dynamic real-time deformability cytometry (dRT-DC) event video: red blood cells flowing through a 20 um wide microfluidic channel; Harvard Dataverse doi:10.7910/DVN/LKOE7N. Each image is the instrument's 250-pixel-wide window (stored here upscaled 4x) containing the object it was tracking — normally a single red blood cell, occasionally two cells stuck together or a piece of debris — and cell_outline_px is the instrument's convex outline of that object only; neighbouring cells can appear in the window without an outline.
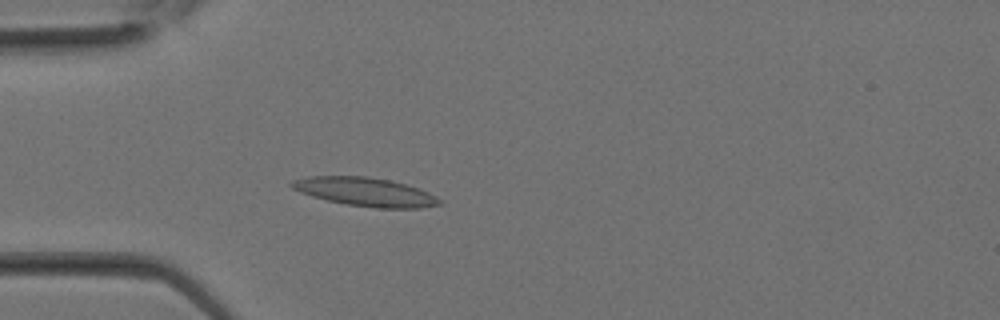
{"species": "Egyptian fruit bat (a non-hibernating species)", "species_latin": "Rousettus aegyptiacus", "temperature_condition": "room temperature", "stored_images_in_passage": 20, "camera_frame_rate_fps": 3000, "um_per_image_px": 0.085, "animal": {"sex": "female"}, "frame": {"image": 1, "passage_image": 8, "time_ms": 2.333, "image_size_px": [1000, 320], "cell_outline_px": [[444, 204], [420, 208], [376, 208], [348, 204], [328, 200], [312, 196], [300, 192], [292, 188], [288, 184], [292, 180], [308, 176], [368, 176], [388, 180], [420, 188], [436, 196]], "centroid_in_image_um": [31.05, 16.3], "position_along_channel_um": 53.9, "area_um2": 24.62}}
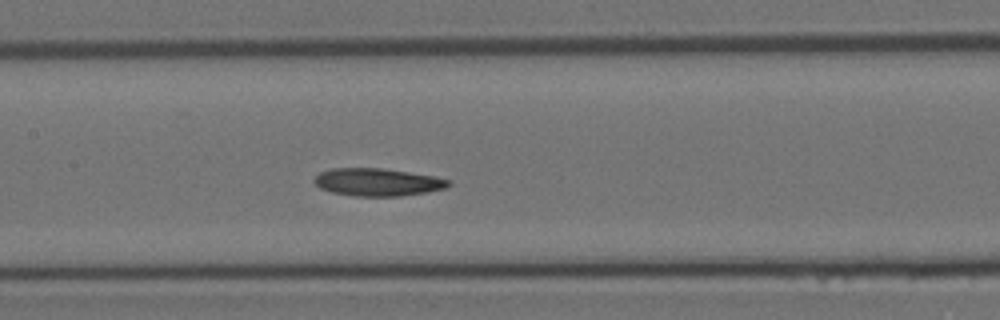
{"frame": {"image": 2, "passage_image": 14, "time_ms": 4.333, "image_size_px": [1000, 320], "cell_outline_px": [[452, 184], [448, 188], [428, 192], [400, 196], [352, 196], [332, 192], [320, 188], [312, 180], [320, 172], [332, 168], [384, 168], [436, 176], [452, 180]], "centroid_in_image_um": [32.15, 15.48], "position_along_channel_um": 175.2, "area_um2": 21.96}}
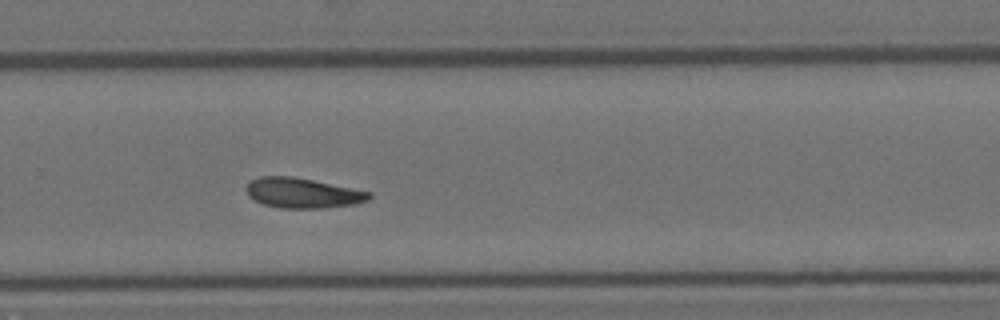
{"frame": {"image": 3, "passage_image": 20, "time_ms": 6.333, "image_size_px": [1000, 320], "cell_outline_px": [[372, 196], [368, 200], [356, 204], [320, 208], [280, 208], [264, 204], [252, 200], [248, 196], [244, 188], [248, 180], [260, 176], [292, 176], [372, 192]], "centroid_in_image_um": [25.66, 16.4], "position_along_channel_um": 304.1, "area_um2": 21.73}}